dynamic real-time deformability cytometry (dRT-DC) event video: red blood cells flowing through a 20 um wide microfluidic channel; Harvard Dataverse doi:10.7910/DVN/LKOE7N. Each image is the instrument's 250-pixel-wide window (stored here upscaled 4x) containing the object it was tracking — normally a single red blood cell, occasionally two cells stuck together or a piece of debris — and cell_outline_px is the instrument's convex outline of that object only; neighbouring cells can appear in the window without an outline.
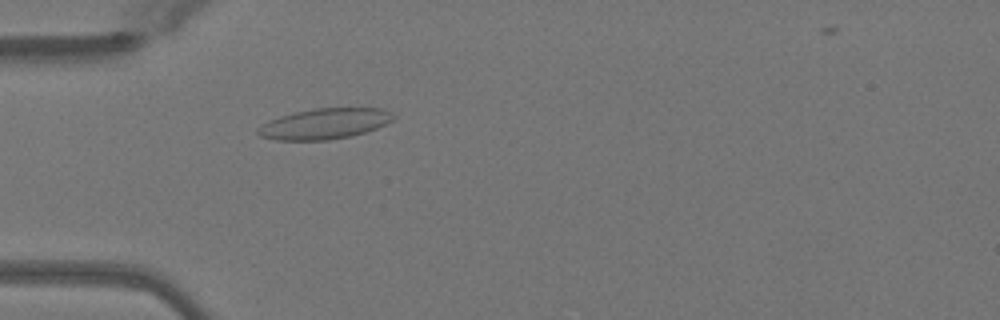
{"species": "Egyptian fruit bat (a non-hibernating species)", "species_latin": "Rousettus aegyptiacus", "temperature_condition": "warm", "stored_images_in_passage": 47, "camera_frame_rate_fps": 3000, "um_per_image_px": 0.085, "animal": {"sex": "female"}, "frame": {"image": 1, "passage_image": 16, "time_ms": 5.0, "image_size_px": [1000, 320], "cell_outline_px": [[396, 116], [392, 120], [376, 128], [352, 136], [328, 140], [276, 140], [260, 136], [256, 132], [256, 128], [268, 120], [280, 116], [296, 112], [316, 108], [384, 108], [392, 112]], "centroid_in_image_um": [27.58, 10.52], "position_along_channel_um": 57.4, "area_um2": 24.22}}
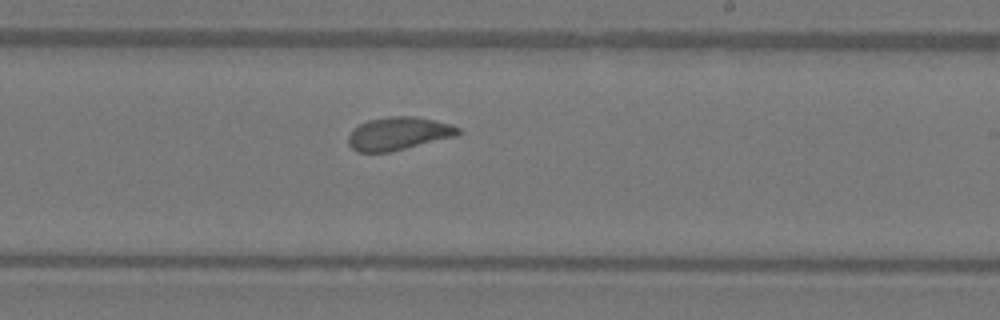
{"frame": {"image": 2, "passage_image": 31, "time_ms": 10.0, "image_size_px": [1000, 320], "cell_outline_px": [[464, 132], [456, 136], [388, 152], [356, 152], [348, 144], [348, 136], [352, 128], [368, 120], [392, 116], [412, 116], [452, 124], [460, 128]], "centroid_in_image_um": [33.86, 11.35], "position_along_channel_um": 255.1, "area_um2": 21.1}}
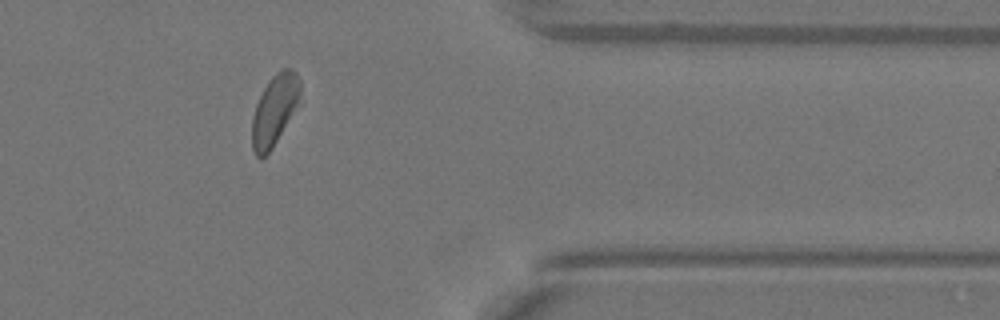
{"frame": {"image": 3, "passage_image": 42, "time_ms": 13.667, "image_size_px": [1000, 320], "cell_outline_px": [[300, 96], [296, 104], [272, 148], [260, 160], [256, 156], [252, 148], [252, 116], [256, 104], [268, 80], [280, 68], [292, 68], [296, 72], [300, 80]], "centroid_in_image_um": [23.3, 9.31], "position_along_channel_um": 388.1, "area_um2": 19.36}, "authors_computed_cell_mechanics": {"area_um2": 21.5594, "velocity_mm_per_s": 4.0541, "shape_relaxation_time_tau1_ms": 4.4425, "shape_relaxation_time_tau2_ms": 0.9842, "deformation_change_tau1": 0.123, "deformation_change_tau2": 0.0771}}